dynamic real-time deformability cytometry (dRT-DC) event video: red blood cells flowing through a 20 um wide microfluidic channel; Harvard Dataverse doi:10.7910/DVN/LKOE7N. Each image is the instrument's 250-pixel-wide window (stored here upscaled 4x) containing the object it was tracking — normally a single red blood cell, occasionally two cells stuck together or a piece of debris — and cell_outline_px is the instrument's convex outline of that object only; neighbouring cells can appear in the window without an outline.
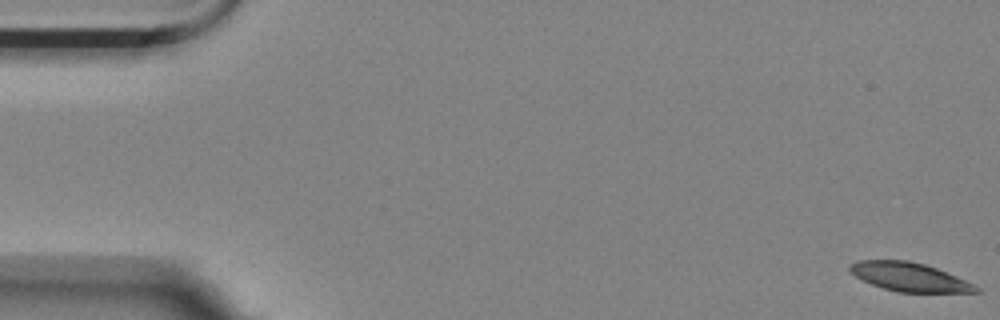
{"species": "Egyptian fruit bat (a non-hibernating species)", "species_latin": "Rousettus aegyptiacus", "temperature_condition": "room temperature", "stored_images_in_passage": 7, "camera_frame_rate_fps": 3000, "um_per_image_px": 0.085, "animal": {"sex": "female"}, "frame": {"image": 1, "passage_image": 1, "time_ms": 0.0, "image_size_px": [1000, 320], "cell_outline_px": [[984, 292], [896, 292], [872, 284], [856, 276], [848, 268], [848, 264], [860, 260], [908, 260], [924, 264], [936, 268], [976, 284]], "centroid_in_image_um": [77.34, 23.54], "position_along_channel_um": 7.7, "area_um2": 21.04}}